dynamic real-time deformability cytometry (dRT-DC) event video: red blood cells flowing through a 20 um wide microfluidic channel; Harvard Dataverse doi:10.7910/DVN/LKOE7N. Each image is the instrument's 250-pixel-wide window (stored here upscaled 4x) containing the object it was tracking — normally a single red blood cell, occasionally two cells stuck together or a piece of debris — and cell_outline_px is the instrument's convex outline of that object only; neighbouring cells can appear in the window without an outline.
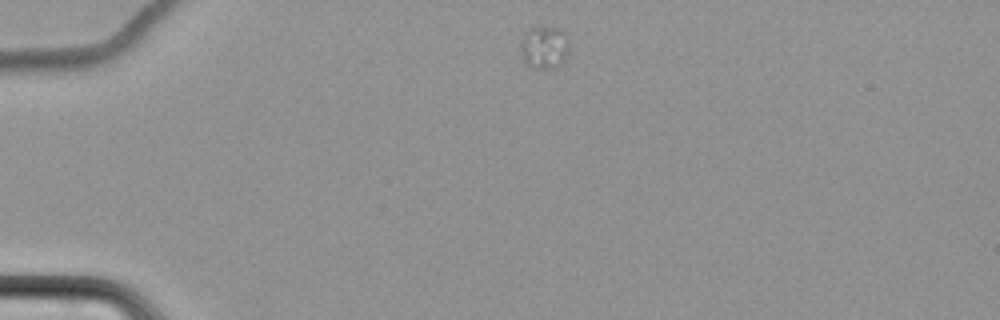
{"species": "common noctule bat (a hibernating species)", "species_latin": "Nyctalus noctula", "temperature_condition": "cold", "stored_images_in_passage": 2, "camera_frame_rate_fps": 3000, "um_per_image_px": 0.085, "animal": {"sex": "female", "body_mass_g": 22.7, "forearm_length_mm": 54.2}, "frame": {"image": 1, "passage_image": 1, "time_ms": 0.0, "image_size_px": [1000, 320], "cell_outline_px": [[568, 48], [564, 60], [556, 68], [536, 68], [528, 64], [524, 60], [520, 48], [520, 40], [528, 28], [560, 28], [564, 32], [568, 40]], "centroid_in_image_um": [46.25, 4.02], "position_along_channel_um": 38.7, "area_um2": 11.91}}